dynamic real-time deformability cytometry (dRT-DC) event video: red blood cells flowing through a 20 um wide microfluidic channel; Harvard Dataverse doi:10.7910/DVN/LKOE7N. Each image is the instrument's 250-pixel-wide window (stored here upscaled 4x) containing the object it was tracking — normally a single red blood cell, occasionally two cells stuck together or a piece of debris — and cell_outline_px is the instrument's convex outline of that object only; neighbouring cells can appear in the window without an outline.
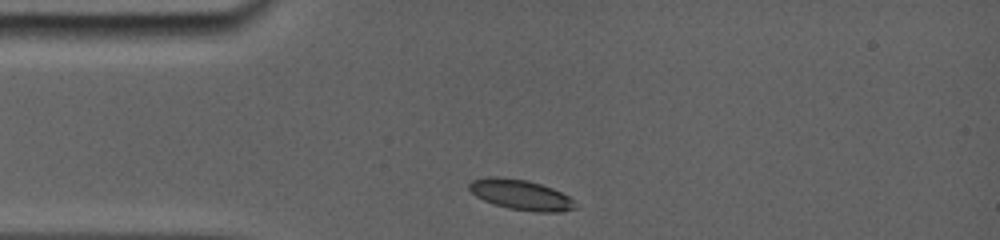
{"species": "common noctule bat (a hibernating species)", "species_latin": "Nyctalus noctula", "temperature_condition": "room temperature", "stored_images_in_passage": 25, "camera_frame_rate_fps": 5000, "um_per_image_px": 0.085, "animal": {"sex": "female", "body_mass_g": 19.0, "forearm_length_mm": 56.7}, "frame": {"image": 1, "passage_image": 1, "time_ms": 0.0, "image_size_px": [1000, 240], "cell_outline_px": [[580, 208], [560, 212], [536, 212], [508, 208], [492, 204], [476, 196], [468, 188], [468, 184], [472, 180], [488, 176], [496, 176], [528, 180], [552, 188], [568, 196]], "centroid_in_image_um": [44.27, 16.56], "position_along_channel_um": 40.7, "area_um2": 18.84}}
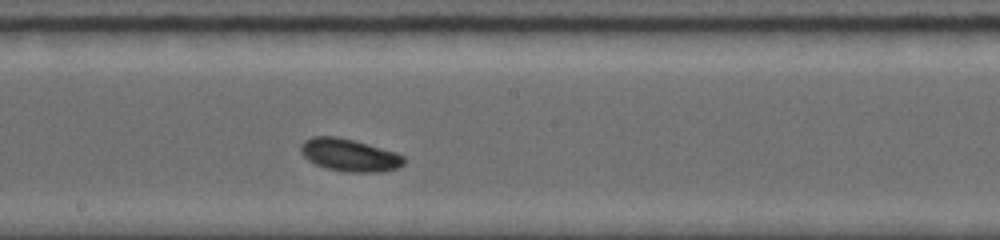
{"frame": {"image": 2, "passage_image": 15, "time_ms": 5.2, "image_size_px": [1000, 240], "cell_outline_px": [[404, 164], [400, 168], [380, 172], [344, 172], [324, 168], [308, 160], [300, 152], [300, 148], [304, 140], [312, 136], [336, 136], [352, 140], [396, 152], [404, 156]], "centroid_in_image_um": [29.7, 13.19], "position_along_channel_um": 218.5, "area_um2": 19.65}}
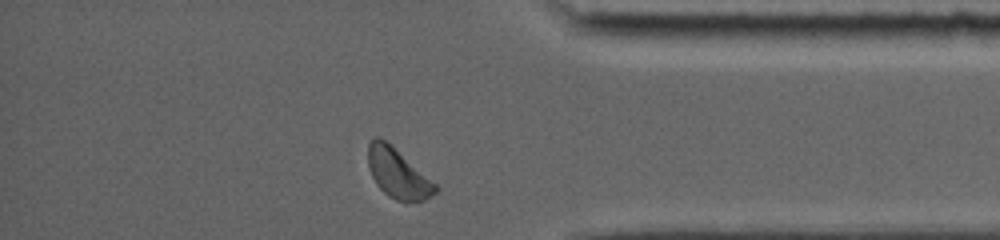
{"frame": {"image": 3, "passage_image": 25, "time_ms": 10.2, "image_size_px": [1000, 240], "cell_outline_px": [[440, 188], [436, 192], [424, 200], [396, 200], [388, 196], [376, 184], [368, 168], [368, 144], [376, 136], [380, 136], [436, 184]], "centroid_in_image_um": [33.78, 14.73], "position_along_channel_um": 401.4, "area_um2": 18.9}, "authors_computed_cell_mechanics": {"area_um2": 18.8428, "velocity_mm_per_s": 3.7732, "shape_relaxation_time_tau1_ms": 1.246, "shape_relaxation_time_tau2_ms": null, "deformation_change_tau1": 0.0892, "deformation_change_tau2": null}}